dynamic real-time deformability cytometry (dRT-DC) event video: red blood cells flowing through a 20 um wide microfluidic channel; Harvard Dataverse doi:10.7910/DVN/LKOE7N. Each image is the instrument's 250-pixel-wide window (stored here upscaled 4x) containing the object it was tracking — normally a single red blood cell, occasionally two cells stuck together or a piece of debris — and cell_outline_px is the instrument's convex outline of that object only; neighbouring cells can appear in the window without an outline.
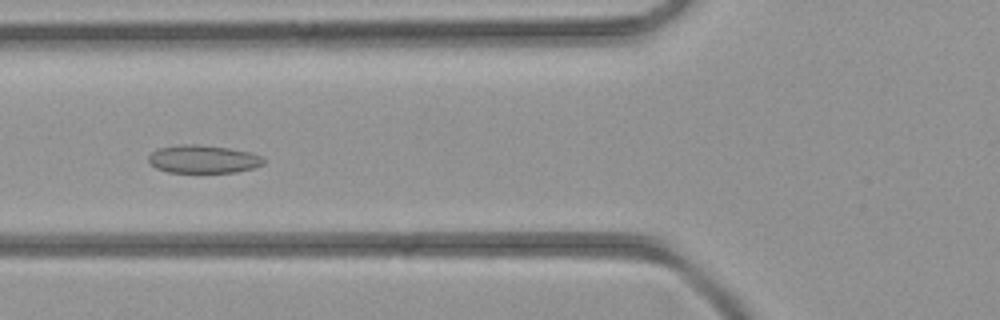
{"species": "common noctule bat (a hibernating species)", "species_latin": "Nyctalus noctula", "temperature_condition": "room temperature", "stored_images_in_passage": 26, "camera_frame_rate_fps": 3000, "um_per_image_px": 0.085, "animal": {"sex": "female", "body_mass_g": 21.9}, "frame": {"image": 1, "passage_image": 4, "time_ms": 1.0, "image_size_px": [1000, 320], "cell_outline_px": [[264, 164], [252, 168], [236, 172], [168, 172], [156, 168], [148, 164], [148, 156], [156, 148], [180, 144], [200, 144], [228, 148], [248, 152], [260, 156], [264, 160]], "centroid_in_image_um": [17.2, 13.52], "position_along_channel_um": 108.6, "area_um2": 18.84}}
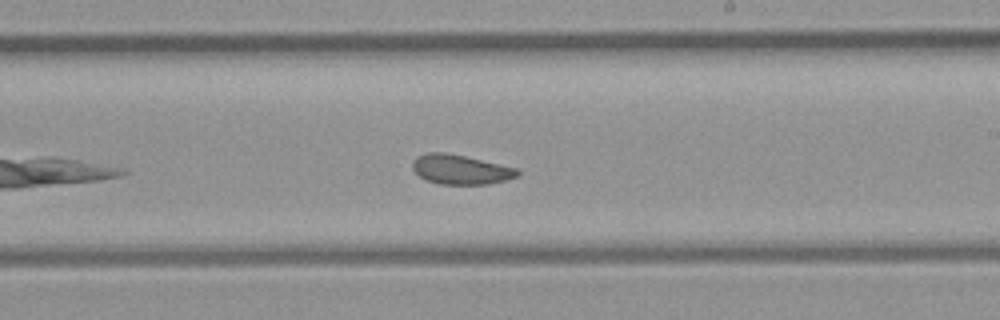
{"frame": {"image": 2, "passage_image": 13, "time_ms": 4.0, "image_size_px": [1000, 320], "cell_outline_px": [[520, 172], [516, 176], [504, 180], [488, 184], [440, 184], [428, 180], [420, 176], [412, 168], [412, 160], [416, 156], [428, 152], [444, 152], [464, 156], [520, 168]], "centroid_in_image_um": [39.15, 14.39], "position_along_channel_um": 249.9, "area_um2": 18.03}}
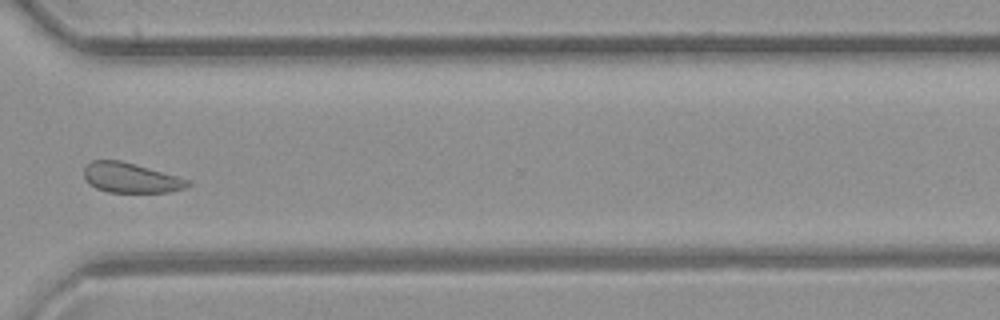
{"frame": {"image": 3, "passage_image": 20, "time_ms": 6.333, "image_size_px": [1000, 320], "cell_outline_px": [[192, 184], [184, 188], [168, 192], [108, 192], [96, 188], [88, 184], [84, 180], [84, 168], [92, 160], [120, 160], [136, 164], [192, 180]], "centroid_in_image_um": [11.12, 15.11], "position_along_channel_um": 359.5, "area_um2": 18.26}}